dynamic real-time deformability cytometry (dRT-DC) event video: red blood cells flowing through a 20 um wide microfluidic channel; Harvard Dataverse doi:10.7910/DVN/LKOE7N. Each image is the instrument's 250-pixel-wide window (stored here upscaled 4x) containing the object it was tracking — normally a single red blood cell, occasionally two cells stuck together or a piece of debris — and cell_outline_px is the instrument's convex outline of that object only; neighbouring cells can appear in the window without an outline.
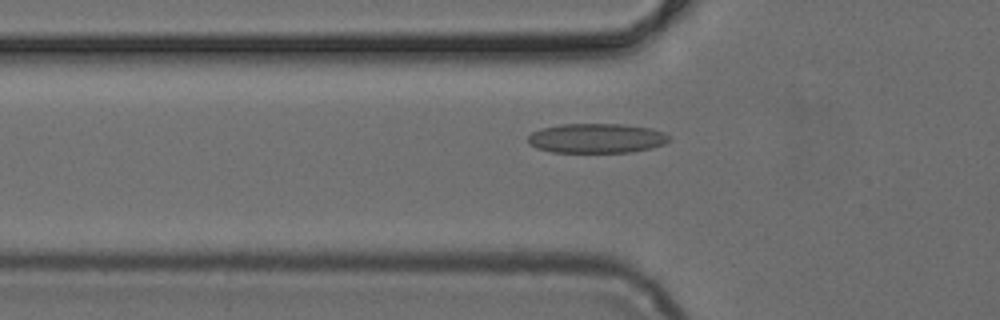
{"species": "common noctule bat (a hibernating species)", "species_latin": "Nyctalus noctula", "temperature_condition": "cold", "stored_images_in_passage": 35, "camera_frame_rate_fps": 3000, "um_per_image_px": 0.085, "animal": {"sex": "female", "body_mass_g": 24.6, "forearm_length_mm": 56.2}, "frame": {"image": 1, "passage_image": 2, "time_ms": 0.333, "image_size_px": [1000, 320], "cell_outline_px": [[672, 140], [664, 144], [652, 148], [632, 152], [552, 152], [536, 148], [528, 144], [528, 136], [532, 132], [540, 128], [564, 124], [624, 124], [648, 128], [664, 132], [672, 136]], "centroid_in_image_um": [50.73, 11.75], "position_along_channel_um": 75.1, "area_um2": 24.57}}
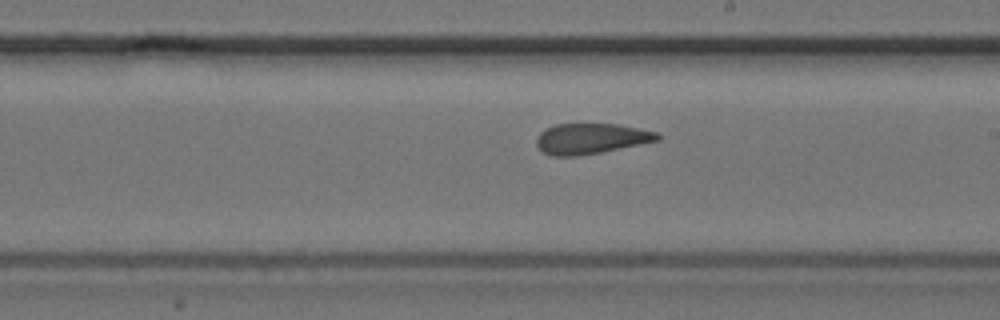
{"frame": {"image": 2, "passage_image": 14, "time_ms": 4.333, "image_size_px": [1000, 320], "cell_outline_px": [[660, 140], [580, 156], [552, 156], [544, 152], [536, 144], [536, 136], [540, 132], [556, 124], [616, 124], [656, 132], [660, 136]], "centroid_in_image_um": [50.2, 11.79], "position_along_channel_um": 238.8, "area_um2": 21.27}}
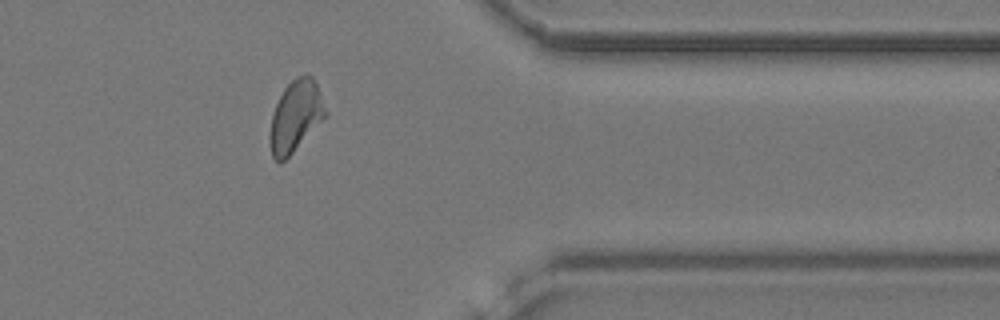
{"frame": {"image": 3, "passage_image": 26, "time_ms": 8.333, "image_size_px": [1000, 320], "cell_outline_px": [[328, 112], [292, 152], [280, 164], [272, 156], [268, 144], [268, 132], [272, 116], [276, 104], [284, 88], [296, 76], [312, 76], [316, 84]], "centroid_in_image_um": [25.07, 9.89], "position_along_channel_um": 386.3, "area_um2": 22.6}}